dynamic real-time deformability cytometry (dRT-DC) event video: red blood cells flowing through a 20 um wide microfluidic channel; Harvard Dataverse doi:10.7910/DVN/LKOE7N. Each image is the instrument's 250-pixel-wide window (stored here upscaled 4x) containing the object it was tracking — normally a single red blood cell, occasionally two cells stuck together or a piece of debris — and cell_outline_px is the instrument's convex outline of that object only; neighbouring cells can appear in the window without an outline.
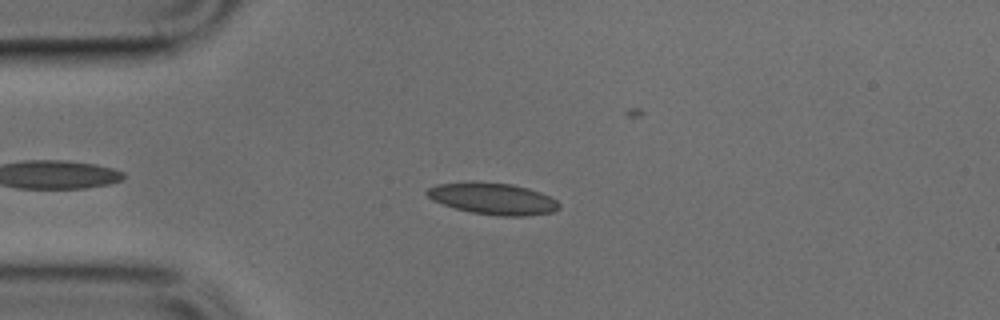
{"species": "common noctule bat (a hibernating species)", "species_latin": "Nyctalus noctula", "temperature_condition": "cold", "stored_images_in_passage": 38, "camera_frame_rate_fps": 3000, "um_per_image_px": 0.085, "animal": {"sex": "male", "body_mass_g": 17.9, "forearm_length_mm": 54.2}, "frame": {"image": 1, "passage_image": 7, "time_ms": 2.0, "image_size_px": [1000, 320], "cell_outline_px": [[560, 208], [552, 212], [524, 216], [500, 216], [472, 212], [456, 208], [432, 200], [424, 192], [428, 188], [436, 184], [512, 184], [528, 188], [540, 192], [556, 200], [560, 204]], "centroid_in_image_um": [41.95, 16.92], "position_along_channel_um": 43.1, "area_um2": 23.41}}
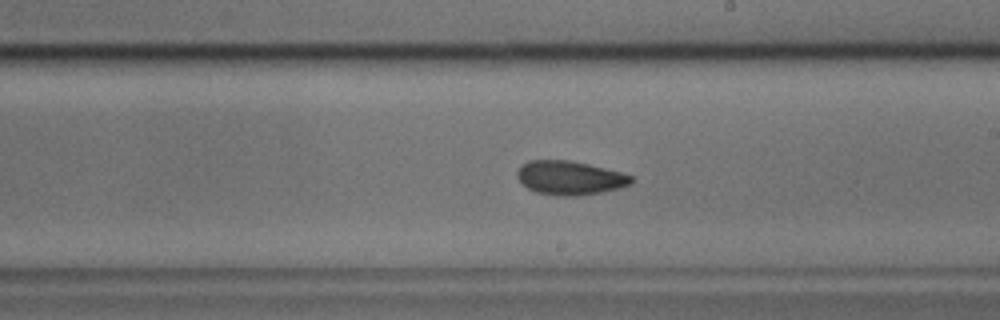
{"frame": {"image": 2, "passage_image": 23, "time_ms": 7.333, "image_size_px": [1000, 320], "cell_outline_px": [[636, 180], [632, 184], [600, 192], [576, 196], [564, 196], [536, 192], [528, 188], [516, 176], [516, 172], [520, 164], [528, 160], [568, 160], [588, 164], [620, 172], [632, 176]], "centroid_in_image_um": [48.42, 15.1], "position_along_channel_um": 240.6, "area_um2": 22.43}}
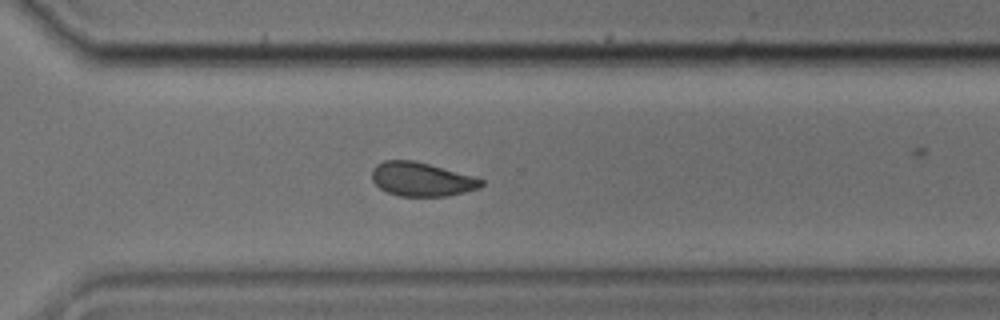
{"frame": {"image": 3, "passage_image": 30, "time_ms": 9.667, "image_size_px": [1000, 320], "cell_outline_px": [[484, 184], [480, 188], [448, 196], [400, 196], [388, 192], [380, 188], [372, 180], [372, 168], [376, 164], [384, 160], [416, 160], [472, 176], [484, 180]], "centroid_in_image_um": [35.83, 15.23], "position_along_channel_um": 334.8, "area_um2": 21.62}}